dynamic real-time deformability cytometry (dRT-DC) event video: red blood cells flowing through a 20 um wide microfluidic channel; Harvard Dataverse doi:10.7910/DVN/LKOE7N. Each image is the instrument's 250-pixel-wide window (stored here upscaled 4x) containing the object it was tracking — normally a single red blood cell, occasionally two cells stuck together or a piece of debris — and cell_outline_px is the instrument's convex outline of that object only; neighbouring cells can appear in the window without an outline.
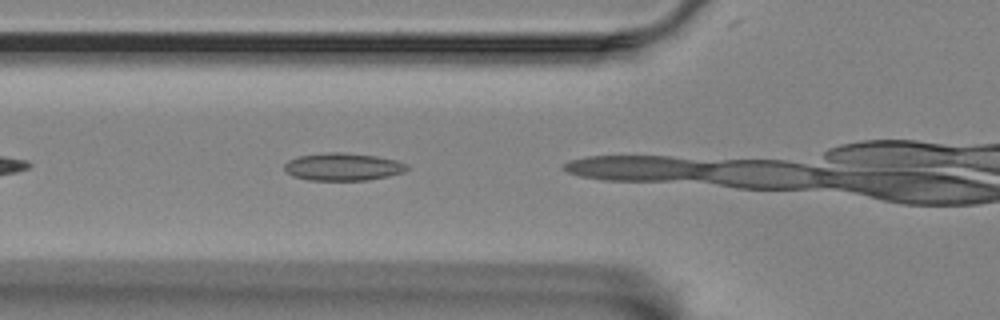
{"species": "Egyptian fruit bat (a non-hibernating species)", "species_latin": "Rousettus aegyptiacus", "temperature_condition": "room temperature", "stored_images_in_passage": 5, "camera_frame_rate_fps": 3000, "um_per_image_px": 0.085, "animal": {"sex": "female"}, "frame": {"image": 1, "passage_image": 3, "time_ms": 0.667, "image_size_px": [1000, 320], "cell_outline_px": [[408, 168], [404, 172], [388, 176], [368, 180], [308, 180], [292, 176], [284, 168], [284, 164], [288, 160], [300, 156], [328, 152], [340, 152], [376, 156], [396, 160], [408, 164]], "centroid_in_image_um": [29.16, 14.18], "position_along_channel_um": 96.6, "area_um2": 19.65}}